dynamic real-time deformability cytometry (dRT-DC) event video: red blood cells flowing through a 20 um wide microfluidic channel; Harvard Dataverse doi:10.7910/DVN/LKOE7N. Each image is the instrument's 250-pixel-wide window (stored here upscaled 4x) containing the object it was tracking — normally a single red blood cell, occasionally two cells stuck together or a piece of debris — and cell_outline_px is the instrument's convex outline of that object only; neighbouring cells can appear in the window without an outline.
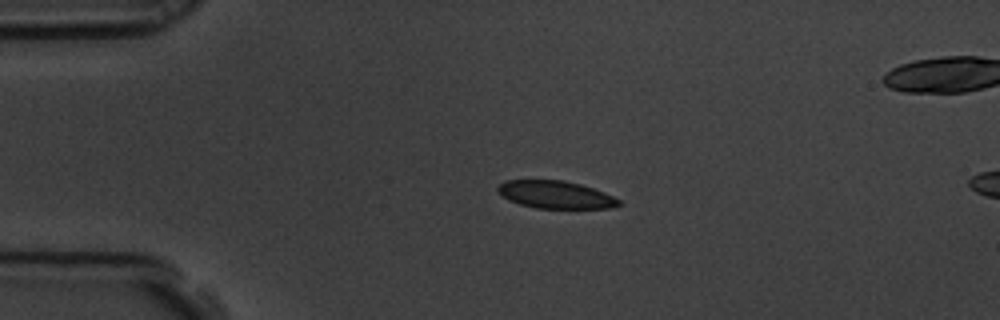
{"species": "common noctule bat (a hibernating species)", "species_latin": "Nyctalus noctula", "temperature_condition": "room temperature", "stored_images_in_passage": 18, "camera_frame_rate_fps": 3000, "um_per_image_px": 0.085, "animal": {"sex": "male", "body_mass_g": 19.5, "forearm_length_mm": 54.6}, "frame": {"image": 1, "passage_image": 13, "time_ms": 4.0, "image_size_px": [1000, 320], "cell_outline_px": [[620, 204], [608, 208], [536, 208], [520, 204], [508, 200], [496, 188], [504, 180], [564, 180], [580, 184], [604, 192], [620, 200]], "centroid_in_image_um": [47.2, 16.54], "position_along_channel_um": 37.8, "area_um2": 19.25}}